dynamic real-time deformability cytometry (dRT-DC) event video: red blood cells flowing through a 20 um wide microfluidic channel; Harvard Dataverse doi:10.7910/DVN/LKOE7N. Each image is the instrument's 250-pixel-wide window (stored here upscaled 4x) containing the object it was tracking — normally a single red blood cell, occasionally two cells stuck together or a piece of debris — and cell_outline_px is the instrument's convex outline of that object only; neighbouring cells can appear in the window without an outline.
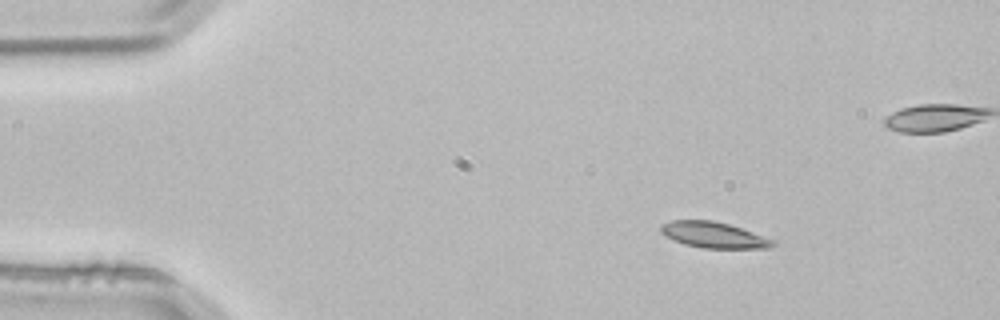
{"species": "common noctule bat (a hibernating species)", "species_latin": "Nyctalus noctula", "temperature_condition": "room temperature", "stored_images_in_passage": 3, "camera_frame_rate_fps": 3000, "um_per_image_px": 0.085, "animal": {"sex": "male", "body_mass_g": 21.5, "forearm_length_mm": 52.0}, "frame": {"image": 1, "passage_image": 1, "time_ms": 0.0, "image_size_px": [1000, 320], "cell_outline_px": [[776, 244], [768, 248], [704, 248], [684, 244], [660, 232], [660, 228], [664, 224], [672, 220], [712, 220], [728, 224], [776, 240]], "centroid_in_image_um": [60.7, 19.97], "position_along_channel_um": 24.3, "area_um2": 16.65}}